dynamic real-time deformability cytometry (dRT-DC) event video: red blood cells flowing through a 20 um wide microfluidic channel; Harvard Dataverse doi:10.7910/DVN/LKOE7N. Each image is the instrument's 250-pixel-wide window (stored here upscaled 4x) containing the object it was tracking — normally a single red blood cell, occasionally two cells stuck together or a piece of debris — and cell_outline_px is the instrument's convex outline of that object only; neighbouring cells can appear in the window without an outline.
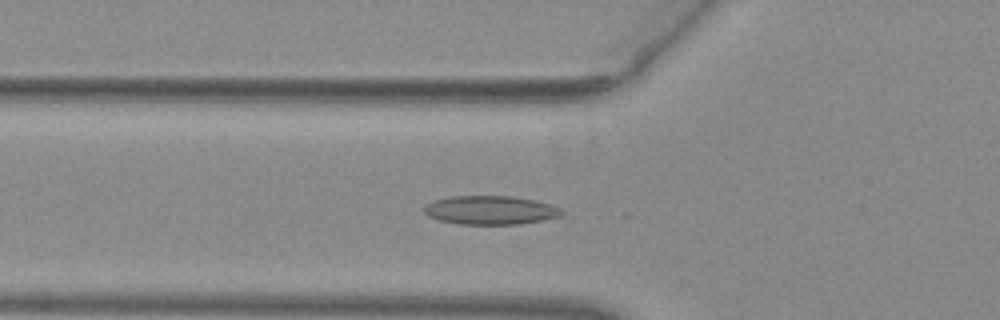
{"species": "common noctule bat (a hibernating species)", "species_latin": "Nyctalus noctula", "temperature_condition": "warm", "stored_images_in_passage": 11, "camera_frame_rate_fps": 3000, "um_per_image_px": 0.085, "animal": {"sex": "female", "body_mass_g": 29.2, "forearm_length_mm": 56.3}, "frame": {"image": 1, "passage_image": 6, "time_ms": 1.667, "image_size_px": [1000, 320], "cell_outline_px": [[564, 216], [544, 220], [520, 224], [460, 224], [440, 220], [428, 216], [424, 212], [424, 208], [428, 204], [436, 200], [452, 196], [512, 196], [536, 200], [560, 208], [564, 212]], "centroid_in_image_um": [41.75, 17.87], "position_along_channel_um": 84.1, "area_um2": 23.0}}
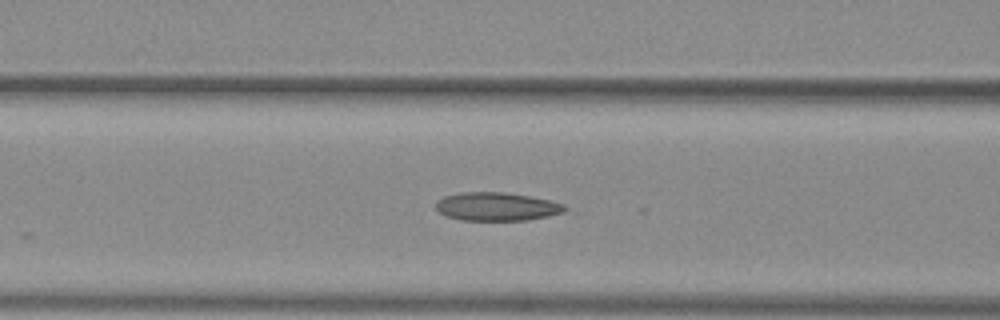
{"frame": {"image": 2, "passage_image": 9, "time_ms": 2.667, "image_size_px": [1000, 320], "cell_outline_px": [[584, 212], [528, 220], [460, 220], [448, 216], [440, 212], [436, 208], [436, 204], [444, 196], [460, 192], [504, 192], [528, 196], [548, 200], [564, 204]], "centroid_in_image_um": [42.5, 17.58], "position_along_channel_um": 124.1, "area_um2": 22.14}}